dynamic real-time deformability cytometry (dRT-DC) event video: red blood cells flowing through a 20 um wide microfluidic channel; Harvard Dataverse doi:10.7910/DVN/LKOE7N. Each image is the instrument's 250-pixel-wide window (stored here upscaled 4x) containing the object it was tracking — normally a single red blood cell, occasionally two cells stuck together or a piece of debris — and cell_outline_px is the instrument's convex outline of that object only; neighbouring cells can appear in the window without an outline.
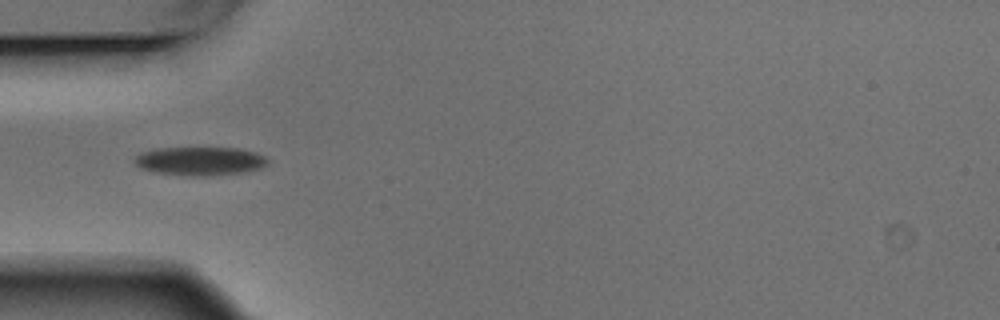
{"species": "Egyptian fruit bat (a non-hibernating species)", "species_latin": "Rousettus aegyptiacus", "temperature_condition": "warm", "stored_images_in_passage": 4, "camera_frame_rate_fps": 3000, "um_per_image_px": 0.085, "animal": {"sex": "male"}, "frame": {"image": 1, "passage_image": 2, "time_ms": 0.333, "image_size_px": [1000, 320], "cell_outline_px": [[268, 164], [260, 168], [244, 172], [212, 176], [188, 176], [152, 172], [140, 168], [132, 160], [140, 152], [156, 148], [240, 148], [256, 152], [264, 156], [268, 160]], "centroid_in_image_um": [16.97, 13.7], "position_along_channel_um": 68.0, "area_um2": 22.48}}
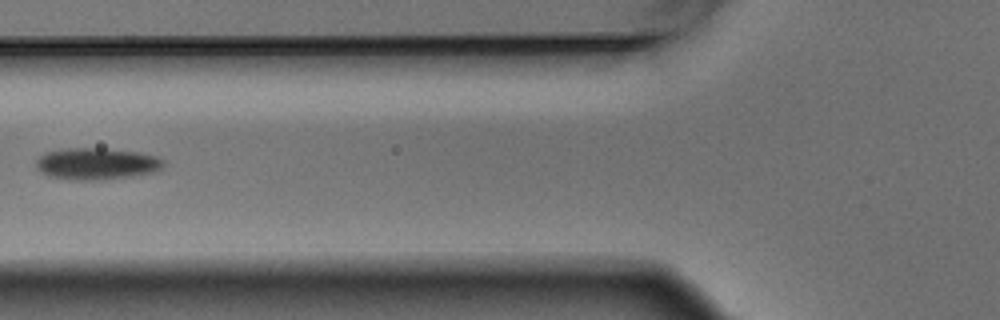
{"frame": {"image": 2, "passage_image": 3, "time_ms": 0.667, "image_size_px": [1000, 320], "cell_outline_px": [[164, 164], [160, 168], [152, 172], [132, 176], [96, 180], [68, 180], [48, 176], [40, 172], [36, 168], [36, 160], [40, 156], [48, 152], [68, 148], [100, 148], [140, 152], [156, 156], [164, 160]], "centroid_in_image_um": [8.18, 13.92], "position_along_channel_um": 117.6, "area_um2": 23.52}}
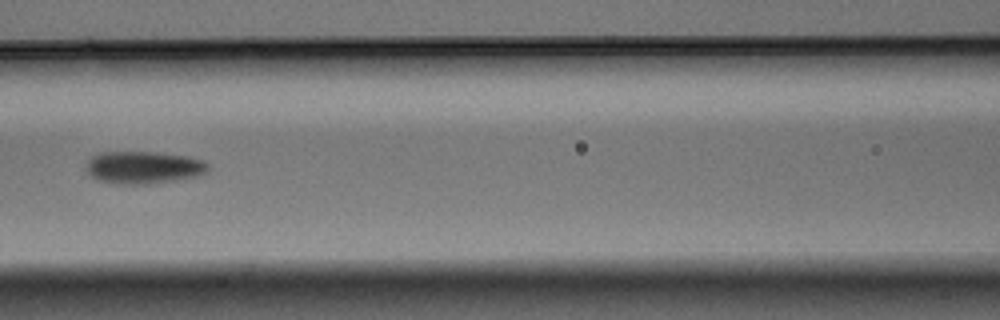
{"frame": {"image": 3, "passage_image": 4, "time_ms": 1.0, "image_size_px": [1000, 320], "cell_outline_px": [[208, 168], [204, 172], [196, 176], [148, 184], [124, 184], [100, 180], [92, 176], [88, 172], [88, 160], [92, 156], [100, 152], [160, 152], [188, 156], [204, 160], [208, 164]], "centroid_in_image_um": [12.22, 14.21], "position_along_channel_um": 154.4, "area_um2": 22.72}}